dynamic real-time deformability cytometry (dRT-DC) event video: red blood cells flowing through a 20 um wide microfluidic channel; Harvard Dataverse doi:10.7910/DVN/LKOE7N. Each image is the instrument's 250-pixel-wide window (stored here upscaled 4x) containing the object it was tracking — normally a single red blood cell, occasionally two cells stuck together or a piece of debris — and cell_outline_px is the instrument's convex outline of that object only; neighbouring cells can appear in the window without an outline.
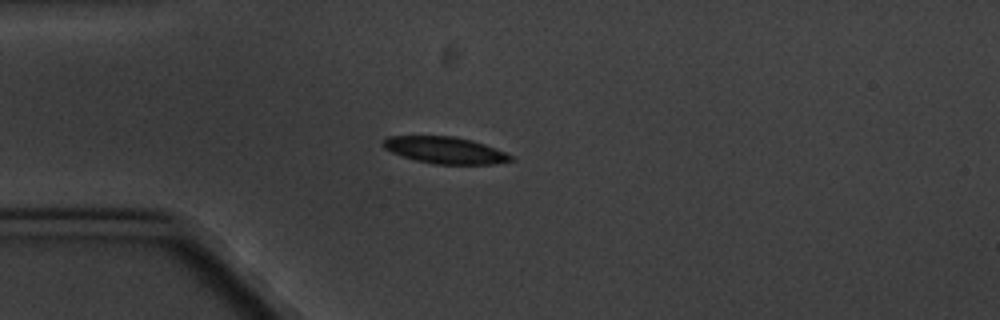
{"species": "common noctule bat (a hibernating species)", "species_latin": "Nyctalus noctula", "temperature_condition": "cold", "stored_images_in_passage": 7, "camera_frame_rate_fps": 3000, "um_per_image_px": 0.085, "animal": {"sex": "male", "body_mass_g": 20.1, "forearm_length_mm": 53.5}, "frame": {"image": 1, "passage_image": 1, "time_ms": 0.0, "image_size_px": [1000, 320], "cell_outline_px": [[516, 160], [492, 164], [436, 164], [416, 160], [392, 152], [384, 148], [380, 144], [380, 140], [388, 136], [452, 136], [472, 140], [484, 144], [504, 152], [512, 156]], "centroid_in_image_um": [37.8, 12.76], "position_along_channel_um": 47.2, "area_um2": 19.83}}
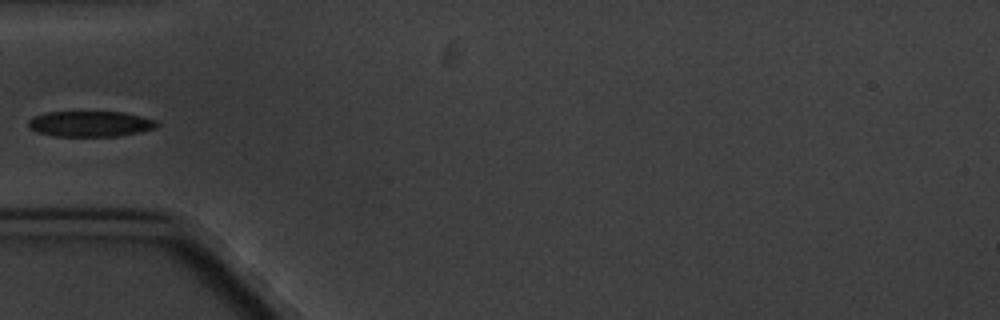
{"frame": {"image": 2, "passage_image": 2, "time_ms": 1.333, "image_size_px": [1000, 320], "cell_outline_px": [[160, 124], [156, 128], [140, 132], [116, 136], [52, 136], [36, 132], [28, 128], [28, 120], [32, 116], [48, 112], [124, 112], [156, 120]], "centroid_in_image_um": [7.65, 10.53], "position_along_channel_um": 77.4, "area_um2": 19.36}}
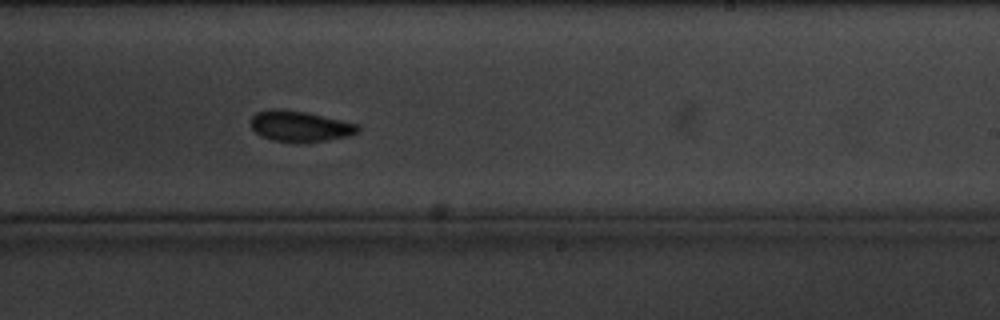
{"frame": {"image": 3, "passage_image": 7, "time_ms": 7.0, "image_size_px": [1000, 320], "cell_outline_px": [[360, 128], [352, 136], [324, 140], [272, 140], [260, 136], [252, 128], [252, 116], [256, 112], [272, 108], [308, 112], [360, 124]], "centroid_in_image_um": [25.52, 10.69], "position_along_channel_um": 263.5, "area_um2": 18.79}}